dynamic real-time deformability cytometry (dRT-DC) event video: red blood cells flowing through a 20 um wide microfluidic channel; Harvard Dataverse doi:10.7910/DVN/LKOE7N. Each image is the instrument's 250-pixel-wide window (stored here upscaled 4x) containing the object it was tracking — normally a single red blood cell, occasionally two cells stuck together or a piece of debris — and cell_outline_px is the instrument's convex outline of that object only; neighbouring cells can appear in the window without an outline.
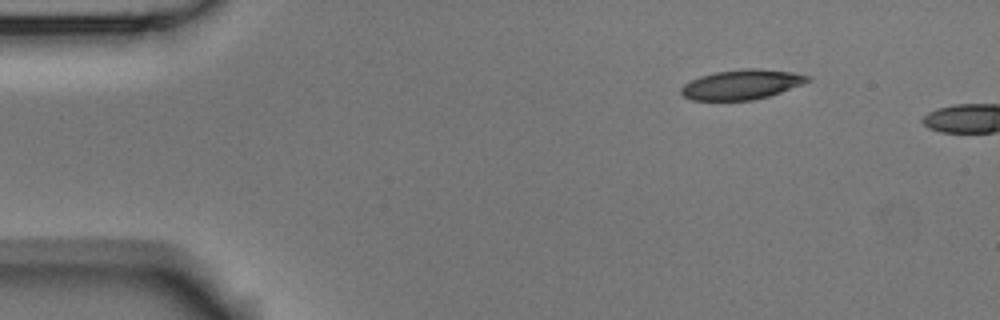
{"species": "Egyptian fruit bat (a non-hibernating species)", "species_latin": "Rousettus aegyptiacus", "temperature_condition": "room temperature", "stored_images_in_passage": 2, "camera_frame_rate_fps": 3000, "um_per_image_px": 0.085, "animal": {"sex": "male"}, "frame": {"image": 1, "passage_image": 1, "time_ms": 0.0, "image_size_px": [1000, 320], "cell_outline_px": [[812, 80], [780, 92], [768, 96], [752, 100], [692, 100], [684, 96], [680, 92], [680, 88], [684, 84], [700, 76], [716, 72], [744, 68], [760, 68], [792, 72], [812, 76]], "centroid_in_image_um": [63.06, 7.17], "position_along_channel_um": 21.9, "area_um2": 21.91}}